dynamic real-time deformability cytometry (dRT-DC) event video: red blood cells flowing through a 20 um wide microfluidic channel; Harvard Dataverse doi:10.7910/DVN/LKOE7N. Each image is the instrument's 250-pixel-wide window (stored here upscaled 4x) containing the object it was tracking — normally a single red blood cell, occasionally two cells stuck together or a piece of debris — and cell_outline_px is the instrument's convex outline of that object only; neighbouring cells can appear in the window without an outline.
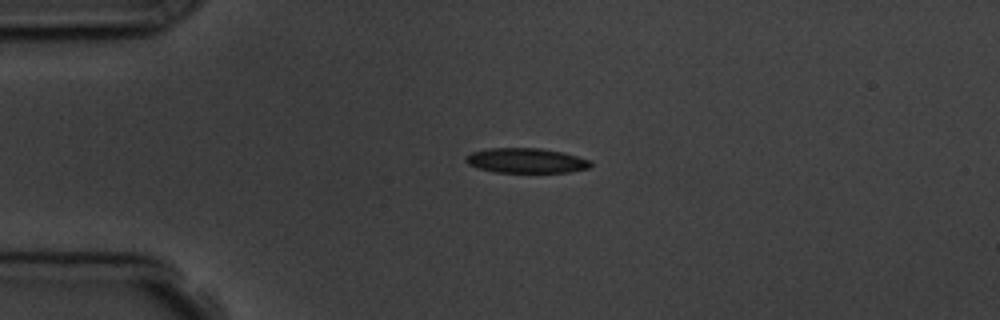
{"species": "common noctule bat (a hibernating species)", "species_latin": "Nyctalus noctula", "temperature_condition": "room temperature", "stored_images_in_passage": 2, "camera_frame_rate_fps": 3000, "um_per_image_px": 0.085, "animal": {"sex": "male", "body_mass_g": 19.5, "forearm_length_mm": 54.6}, "frame": {"image": 1, "passage_image": 1, "time_ms": 0.0, "image_size_px": [1000, 320], "cell_outline_px": [[592, 164], [588, 168], [568, 172], [496, 172], [480, 168], [468, 164], [464, 160], [472, 152], [488, 148], [540, 148], [564, 152], [588, 160]], "centroid_in_image_um": [44.72, 13.64], "position_along_channel_um": 40.3, "area_um2": 17.86}}